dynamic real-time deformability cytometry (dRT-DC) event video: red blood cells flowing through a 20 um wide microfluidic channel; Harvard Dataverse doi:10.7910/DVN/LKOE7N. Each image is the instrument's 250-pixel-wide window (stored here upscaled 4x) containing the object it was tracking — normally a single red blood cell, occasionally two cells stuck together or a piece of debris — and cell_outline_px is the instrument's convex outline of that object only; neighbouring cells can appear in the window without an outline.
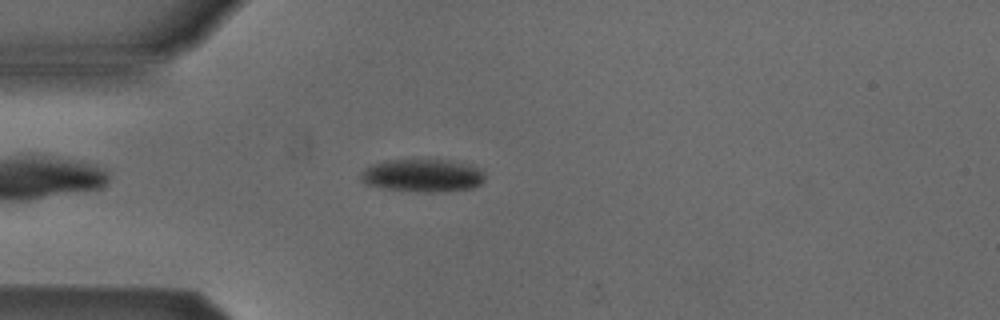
{"species": "Egyptian fruit bat (a non-hibernating species)", "species_latin": "Rousettus aegyptiacus", "temperature_condition": "cold", "stored_images_in_passage": 44, "camera_frame_rate_fps": 3000, "um_per_image_px": 0.085, "animal": {"sex": "male"}, "frame": {"image": 1, "passage_image": 6, "time_ms": 1.667, "image_size_px": [1000, 320], "cell_outline_px": [[484, 180], [480, 184], [472, 188], [440, 192], [420, 192], [384, 188], [368, 184], [360, 180], [360, 176], [372, 164], [388, 160], [448, 160], [468, 164], [480, 168], [484, 172]], "centroid_in_image_um": [35.97, 14.92], "position_along_channel_um": 49.0, "area_um2": 23.58}}
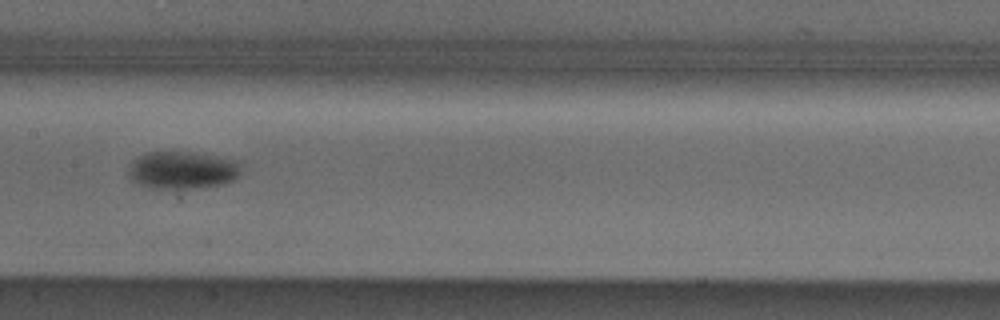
{"frame": {"image": 2, "passage_image": 18, "time_ms": 5.667, "image_size_px": [1000, 320], "cell_outline_px": [[236, 176], [232, 180], [224, 184], [200, 188], [148, 188], [132, 180], [128, 172], [132, 164], [140, 156], [148, 152], [188, 152], [228, 160], [236, 164]], "centroid_in_image_um": [15.39, 14.49], "position_along_channel_um": 192.0, "area_um2": 23.52}}
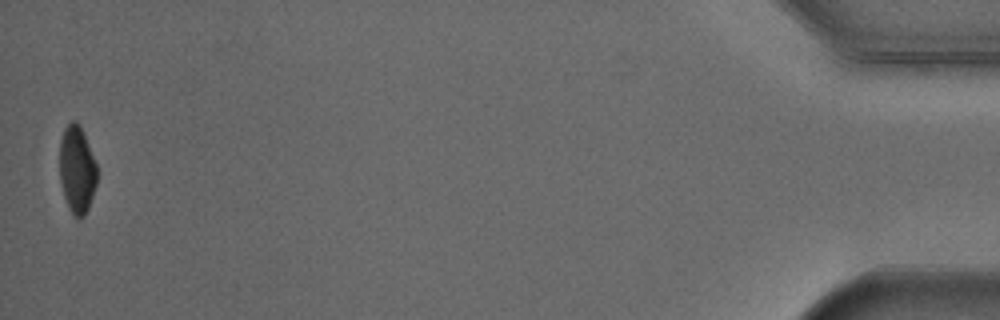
{"frame": {"image": 3, "passage_image": 44, "time_ms": 14.333, "image_size_px": [1000, 320], "cell_outline_px": [[96, 184], [88, 208], [84, 216], [80, 220], [68, 208], [64, 196], [60, 180], [60, 140], [64, 128], [72, 120], [76, 120], [80, 124], [96, 164]], "centroid_in_image_um": [6.53, 14.4], "position_along_channel_um": 428.7, "area_um2": 18.9}, "authors_computed_cell_mechanics": {"area_um2": 23.3512, "velocity_mm_per_s": 3.8838, "shape_relaxation_time_tau1_ms": 2.0536, "shape_relaxation_time_tau2_ms": null, "deformation_change_tau1": 0.1014, "deformation_change_tau2": null}}